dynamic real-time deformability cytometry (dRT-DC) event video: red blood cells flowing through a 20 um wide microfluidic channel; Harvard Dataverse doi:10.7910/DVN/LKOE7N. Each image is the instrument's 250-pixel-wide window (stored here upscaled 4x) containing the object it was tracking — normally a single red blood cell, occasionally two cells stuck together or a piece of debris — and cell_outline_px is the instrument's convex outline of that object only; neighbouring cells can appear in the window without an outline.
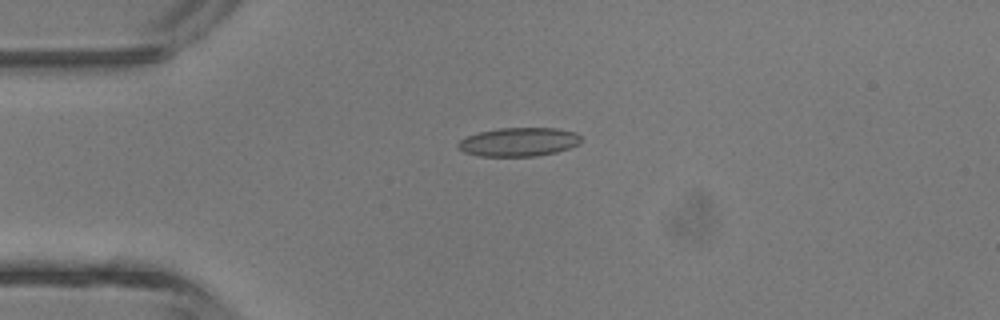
{"species": "common noctule bat (a hibernating species)", "species_latin": "Nyctalus noctula", "temperature_condition": "room temperature", "stored_images_in_passage": 34, "camera_frame_rate_fps": 3000, "um_per_image_px": 0.085, "animal": {"sex": "male", "body_mass_g": 13.3}, "frame": {"image": 1, "passage_image": 1, "time_ms": 0.0, "image_size_px": [1000, 320], "cell_outline_px": [[584, 140], [580, 144], [556, 152], [536, 156], [480, 156], [464, 152], [456, 144], [460, 140], [468, 136], [480, 132], [500, 128], [556, 128], [576, 132]], "centroid_in_image_um": [44.14, 12.06], "position_along_channel_um": 40.9, "area_um2": 20.58}}
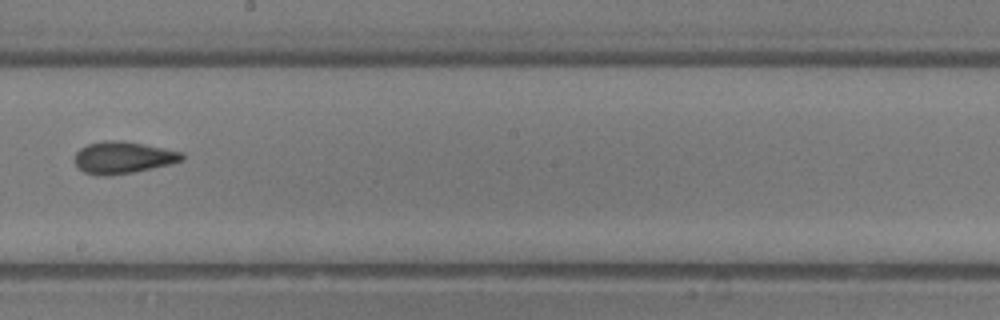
{"frame": {"image": 2, "passage_image": 15, "time_ms": 4.667, "image_size_px": [1000, 320], "cell_outline_px": [[184, 160], [172, 164], [132, 172], [108, 176], [96, 176], [84, 172], [72, 160], [76, 152], [80, 148], [88, 144], [104, 140], [120, 140], [144, 144], [184, 152]], "centroid_in_image_um": [10.45, 13.39], "position_along_channel_um": 237.7, "area_um2": 20.23}}
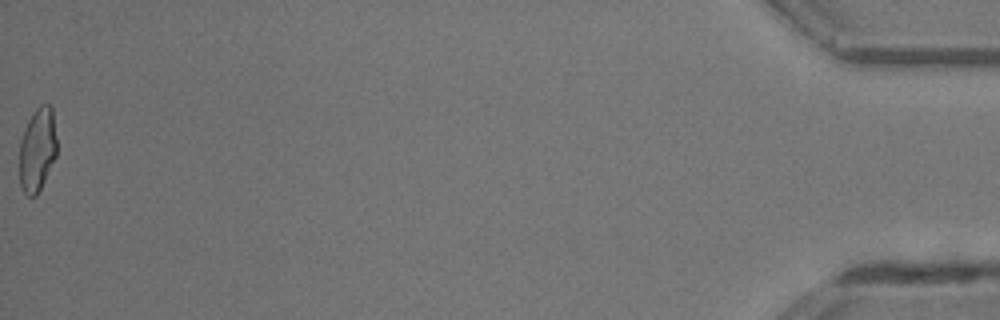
{"frame": {"image": 3, "passage_image": 34, "time_ms": 11.0, "image_size_px": [1000, 320], "cell_outline_px": [[56, 156], [36, 196], [28, 196], [24, 192], [20, 184], [20, 140], [24, 128], [28, 120], [36, 108], [40, 104], [48, 104], [52, 108], [56, 136]], "centroid_in_image_um": [3.17, 12.69], "position_along_channel_um": 432.0, "area_um2": 18.09}, "authors_computed_cell_mechanics": {"area_um2": 19.3052, "velocity_mm_per_s": 4.7488, "shape_relaxation_time_tau1_ms": null, "shape_relaxation_time_tau2_ms": 1.4536, "deformation_change_tau1": null, "deformation_change_tau2": 0.0824}}